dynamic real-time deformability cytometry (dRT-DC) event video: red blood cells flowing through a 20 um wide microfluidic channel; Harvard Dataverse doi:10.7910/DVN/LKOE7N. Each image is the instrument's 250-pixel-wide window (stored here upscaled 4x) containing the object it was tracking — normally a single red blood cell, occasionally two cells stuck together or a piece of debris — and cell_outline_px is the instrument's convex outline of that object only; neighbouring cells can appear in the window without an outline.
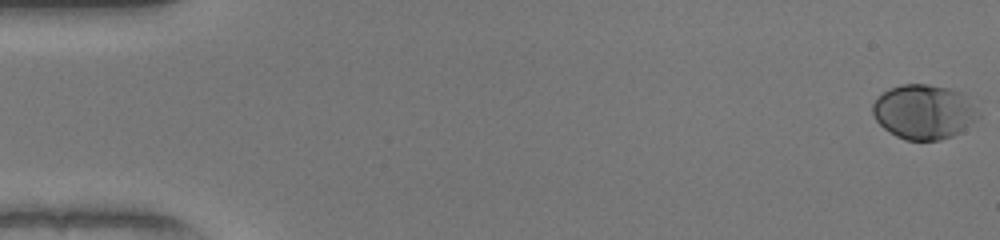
{"species": "human", "species_latin": "Homo sapiens", "temperature_condition": "warm", "stored_images_in_passage": 52, "camera_frame_rate_fps": 3000, "um_per_image_px": 0.085, "donor": {"sex": "female"}, "frame": {"image": 1, "passage_image": 1, "time_ms": 0.0, "image_size_px": [1000, 240], "cell_outline_px": [[980, 116], [960, 132], [952, 136], [940, 140], [908, 140], [896, 136], [884, 128], [876, 120], [872, 112], [872, 104], [888, 88], [900, 84], [928, 84], [952, 88], [964, 92], [968, 96]], "centroid_in_image_um": [78.54, 9.48], "position_along_channel_um": 6.5, "area_um2": 33.76}}
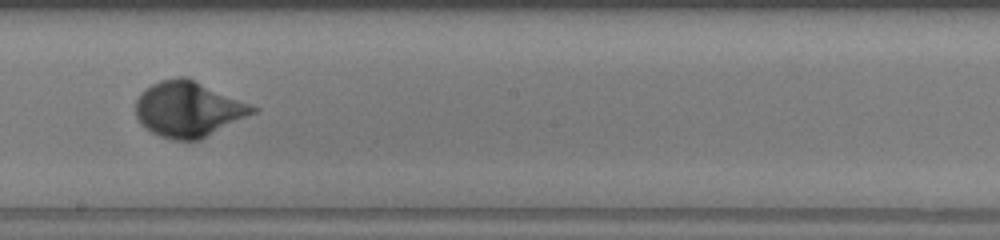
{"frame": {"image": 2, "passage_image": 30, "time_ms": 9.667, "image_size_px": [1000, 240], "cell_outline_px": [[260, 108], [256, 112], [200, 140], [172, 140], [160, 136], [152, 132], [140, 124], [136, 116], [136, 100], [140, 92], [144, 88], [160, 80], [176, 76], [188, 76]], "centroid_in_image_um": [16.0, 9.26], "position_along_channel_um": 232.2, "area_um2": 38.21}}
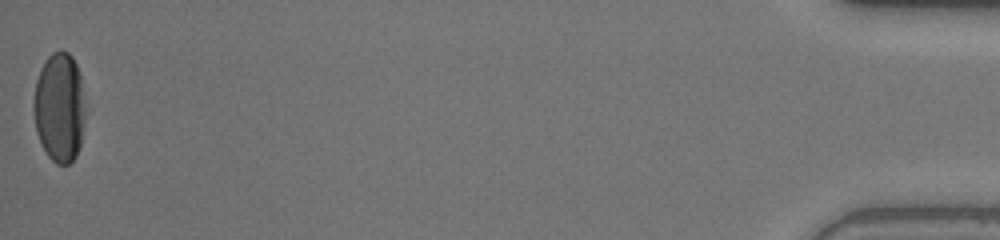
{"frame": {"image": 3, "passage_image": 52, "time_ms": 17.0, "image_size_px": [1000, 240], "cell_outline_px": [[84, 120], [80, 144], [76, 156], [68, 164], [56, 164], [48, 156], [36, 132], [32, 104], [36, 80], [40, 68], [48, 56], [52, 52], [60, 48], [68, 52], [72, 56], [80, 72], [84, 96]], "centroid_in_image_um": [5.04, 9.08], "position_along_channel_um": 430.2, "area_um2": 33.35}, "authors_computed_cell_mechanics": {"area_um2": 33.813, "velocity_mm_per_s": 4.0637, "shape_relaxation_time_tau1_ms": 2.5529, "shape_relaxation_time_tau2_ms": null, "deformation_change_tau1": 0.1576, "deformation_change_tau2": null}}